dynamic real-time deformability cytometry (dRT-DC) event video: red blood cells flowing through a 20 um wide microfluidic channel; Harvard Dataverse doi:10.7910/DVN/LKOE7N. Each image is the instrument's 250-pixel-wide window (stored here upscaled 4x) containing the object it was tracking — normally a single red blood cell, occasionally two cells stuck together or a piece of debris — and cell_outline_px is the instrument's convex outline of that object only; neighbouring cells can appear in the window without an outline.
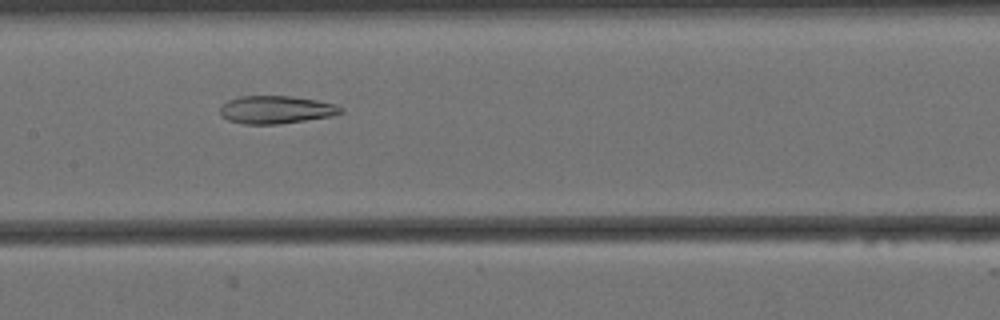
{"species": "Egyptian fruit bat (a non-hibernating species)", "species_latin": "Rousettus aegyptiacus", "temperature_condition": "cold", "stored_images_in_passage": 57, "camera_frame_rate_fps": 3000, "um_per_image_px": 0.085, "animal": {"sex": "female"}, "frame": {"image": 1, "passage_image": 27, "time_ms": 8.667, "image_size_px": [1000, 320], "cell_outline_px": [[344, 112], [332, 116], [280, 124], [244, 124], [228, 120], [220, 116], [220, 108], [228, 100], [240, 96], [292, 96], [316, 100], [336, 104], [344, 108]], "centroid_in_image_um": [23.48, 9.32], "position_along_channel_um": 183.9, "area_um2": 19.71}}
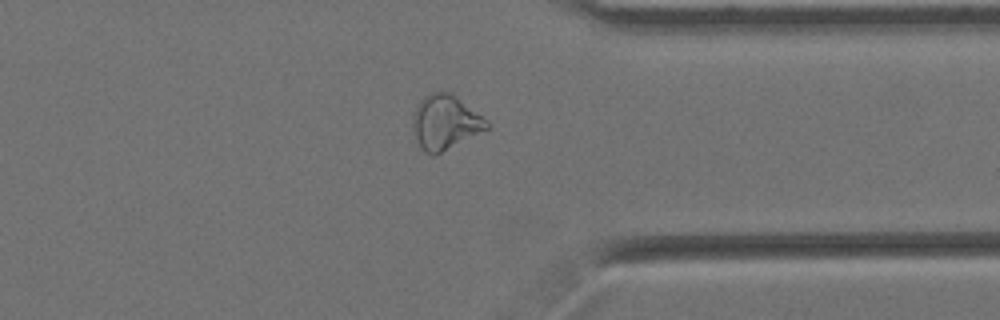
{"frame": {"image": 2, "passage_image": 44, "time_ms": 14.333, "image_size_px": [1000, 320], "cell_outline_px": [[488, 128], [432, 156], [424, 152], [420, 148], [416, 140], [412, 128], [412, 116], [416, 104], [424, 96], [432, 92], [452, 92], [488, 120]], "centroid_in_image_um": [37.79, 10.36], "position_along_channel_um": 373.6, "area_um2": 23.47}}
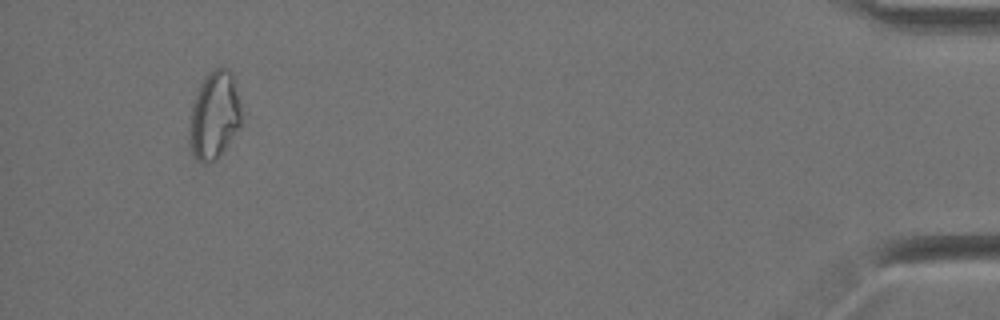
{"frame": {"image": 3, "passage_image": 54, "time_ms": 17.667, "image_size_px": [1000, 320], "cell_outline_px": [[240, 124], [216, 160], [204, 164], [196, 160], [192, 156], [188, 144], [188, 128], [192, 104], [200, 84], [204, 76], [212, 68], [220, 64], [228, 68], [232, 72], [236, 80], [240, 104]], "centroid_in_image_um": [18.18, 9.75], "position_along_channel_um": 417.0, "area_um2": 27.17}, "authors_computed_cell_mechanics": {"area_um2": 24.276, "velocity_mm_per_s": 3.4547, "shape_relaxation_time_tau1_ms": null, "shape_relaxation_time_tau2_ms": 6.5118, "deformation_change_tau1": null, "deformation_change_tau2": 0.1444}}